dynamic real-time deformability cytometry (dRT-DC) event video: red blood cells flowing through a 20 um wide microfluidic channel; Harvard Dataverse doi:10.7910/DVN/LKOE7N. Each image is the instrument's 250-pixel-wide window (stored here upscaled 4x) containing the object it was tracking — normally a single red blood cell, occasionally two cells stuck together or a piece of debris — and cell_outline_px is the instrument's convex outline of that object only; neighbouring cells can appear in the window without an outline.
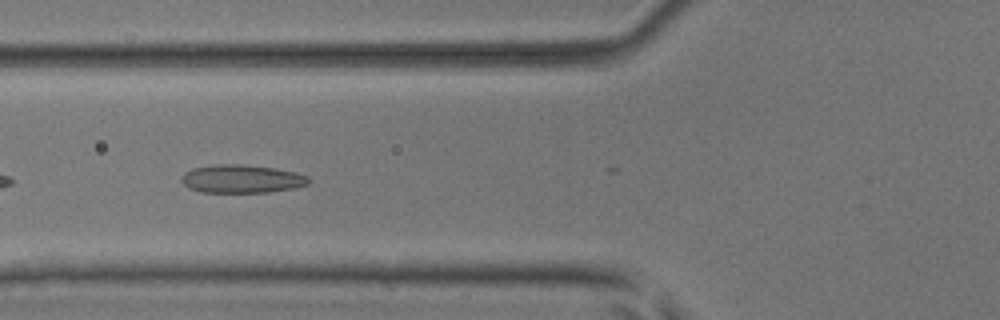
{"species": "common noctule bat (a hibernating species)", "species_latin": "Nyctalus noctula", "temperature_condition": "room temperature", "stored_images_in_passage": 11, "camera_frame_rate_fps": 3000, "um_per_image_px": 0.085, "animal": {"sex": "male", "body_mass_g": 17.9, "forearm_length_mm": 54.2}, "frame": {"image": 1, "passage_image": 5, "time_ms": 1.333, "image_size_px": [1000, 320], "cell_outline_px": [[312, 180], [308, 184], [296, 188], [268, 192], [200, 192], [188, 188], [180, 180], [184, 172], [192, 168], [212, 164], [240, 164], [276, 168], [296, 172], [308, 176]], "centroid_in_image_um": [20.55, 15.2], "position_along_channel_um": 105.2, "area_um2": 21.21}}